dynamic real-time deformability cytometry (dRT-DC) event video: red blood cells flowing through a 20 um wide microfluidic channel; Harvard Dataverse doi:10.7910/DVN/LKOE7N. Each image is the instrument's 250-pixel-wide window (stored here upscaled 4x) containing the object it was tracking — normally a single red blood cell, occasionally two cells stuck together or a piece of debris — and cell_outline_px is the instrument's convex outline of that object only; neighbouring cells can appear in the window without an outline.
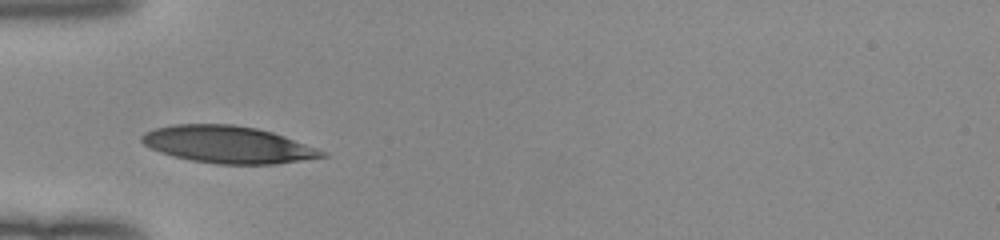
{"species": "human", "species_latin": "Homo sapiens", "temperature_condition": "room temperature", "stored_images_in_passage": 24, "camera_frame_rate_fps": 3000, "um_per_image_px": 0.085, "donor": {"sex": "female"}, "frame": {"image": 1, "passage_image": 1, "time_ms": 0.0, "image_size_px": [1000, 240], "cell_outline_px": [[304, 156], [284, 160], [212, 160], [176, 128], [244, 128], [264, 132], [276, 136], [284, 140]], "centroid_in_image_um": [20.38, 12.27], "position_along_channel_um": 64.6, "area_um2": 20.87}}
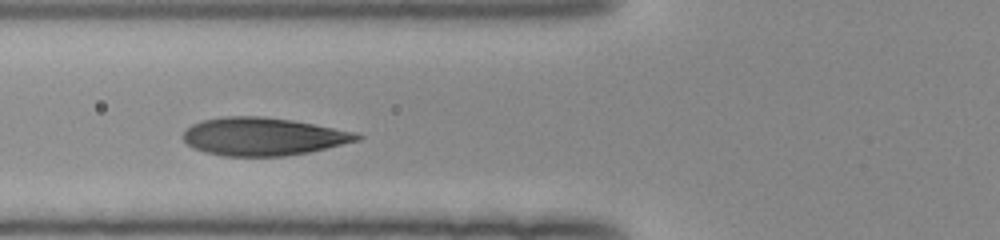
{"frame": {"image": 2, "passage_image": 4, "time_ms": 1.0, "image_size_px": [1000, 240], "cell_outline_px": [[344, 140], [312, 148], [288, 152], [240, 152], [232, 120], [272, 120], [300, 124], [316, 128]], "centroid_in_image_um": [23.69, 11.59], "position_along_channel_um": 102.1, "area_um2": 18.84}}
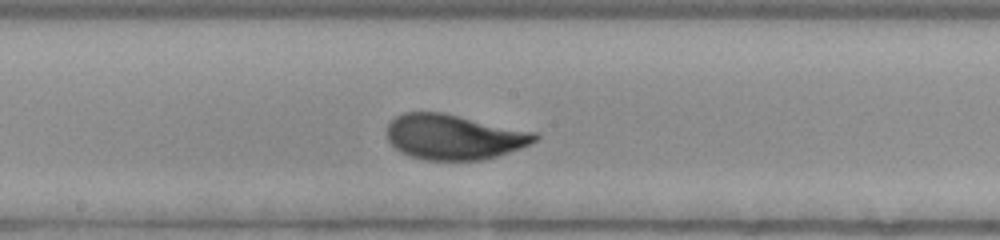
{"frame": {"image": 3, "passage_image": 12, "time_ms": 3.667, "image_size_px": [1000, 240], "cell_outline_px": [[532, 136], [528, 140], [520, 144], [488, 152], [464, 156], [448, 156], [424, 152], [424, 148], [448, 120], [452, 120]], "centroid_in_image_um": [40.05, 11.87], "position_along_channel_um": 208.1, "area_um2": 17.17}}